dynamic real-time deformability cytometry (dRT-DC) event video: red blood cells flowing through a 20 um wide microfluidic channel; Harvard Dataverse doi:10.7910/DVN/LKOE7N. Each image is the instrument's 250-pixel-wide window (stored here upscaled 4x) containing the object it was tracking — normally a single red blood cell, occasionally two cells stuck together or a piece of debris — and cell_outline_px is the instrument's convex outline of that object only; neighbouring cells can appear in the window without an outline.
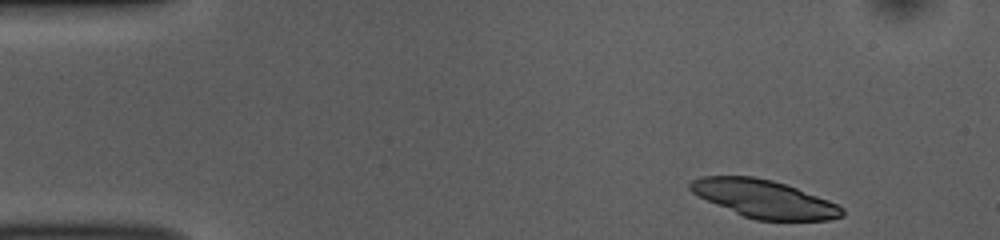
{"species": "common noctule bat (a hibernating species)", "species_latin": "Nyctalus noctula", "temperature_condition": "room temperature", "stored_images_in_passage": 47, "camera_frame_rate_fps": 3000, "um_per_image_px": 0.085, "animal": {"sex": "female", "body_mass_g": 10.0, "forearm_length_mm": 53.1}, "frame": {"image": 1, "passage_image": 1, "time_ms": 0.0, "image_size_px": [1000, 240], "cell_outline_px": [[844, 216], [828, 220], [756, 220], [744, 216], [708, 200], [692, 192], [688, 188], [688, 184], [692, 180], [704, 176], [752, 176], [772, 180], [796, 188], [828, 200], [844, 208]], "centroid_in_image_um": [64.97, 16.9], "position_along_channel_um": 20.0, "area_um2": 33.0}}
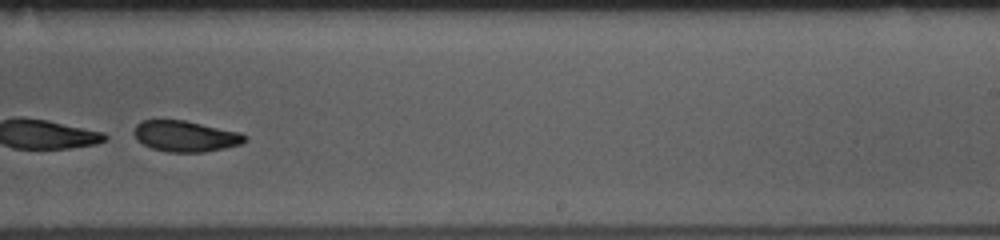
{"frame": {"image": 2, "passage_image": 28, "time_ms": 9.0, "image_size_px": [1000, 240], "cell_outline_px": [[248, 140], [240, 144], [224, 148], [204, 152], [168, 152], [152, 148], [144, 144], [132, 132], [136, 124], [144, 120], [184, 120], [240, 132]], "centroid_in_image_um": [15.76, 11.57], "position_along_channel_um": 273.2, "area_um2": 19.77}}